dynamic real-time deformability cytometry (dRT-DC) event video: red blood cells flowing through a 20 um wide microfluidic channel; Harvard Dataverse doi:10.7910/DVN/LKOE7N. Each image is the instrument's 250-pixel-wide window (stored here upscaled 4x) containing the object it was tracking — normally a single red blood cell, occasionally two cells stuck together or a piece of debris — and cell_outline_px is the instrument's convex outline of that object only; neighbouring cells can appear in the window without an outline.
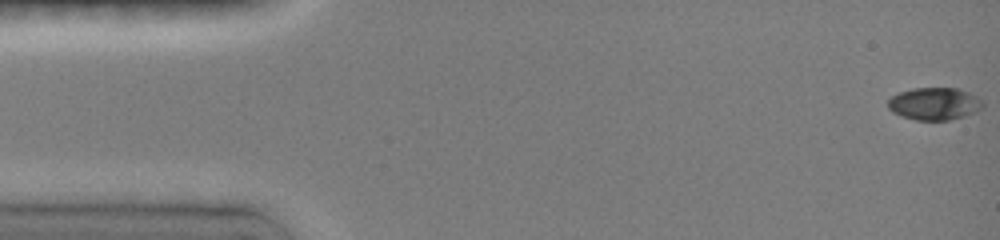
{"species": "common noctule bat (a hibernating species)", "species_latin": "Nyctalus noctula", "temperature_condition": "room temperature", "stored_images_in_passage": 33, "camera_frame_rate_fps": 3000, "um_per_image_px": 0.085, "animal": {"sex": "female", "body_mass_g": 19.0, "forearm_length_mm": 51.5}, "frame": {"image": 1, "passage_image": 1, "time_ms": 0.0, "image_size_px": [1000, 240], "cell_outline_px": [[984, 108], [976, 112], [964, 116], [948, 120], [916, 120], [892, 112], [888, 108], [888, 100], [892, 96], [900, 92], [912, 88], [956, 88], [968, 92], [976, 96], [984, 104]], "centroid_in_image_um": [79.44, 8.82], "position_along_channel_um": 5.6, "area_um2": 17.86}}
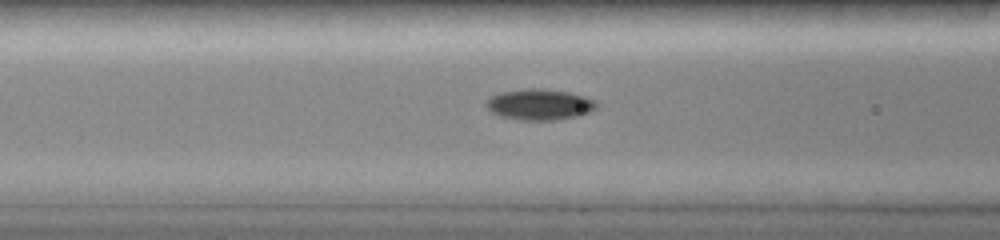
{"frame": {"image": 2, "passage_image": 25, "time_ms": 6.0, "image_size_px": [1000, 240], "cell_outline_px": [[596, 108], [588, 112], [576, 116], [556, 120], [520, 120], [500, 116], [492, 112], [484, 104], [492, 96], [500, 92], [532, 88], [568, 92], [584, 96], [596, 100]], "centroid_in_image_um": [45.85, 8.89], "position_along_channel_um": 120.8, "area_um2": 19.59}}
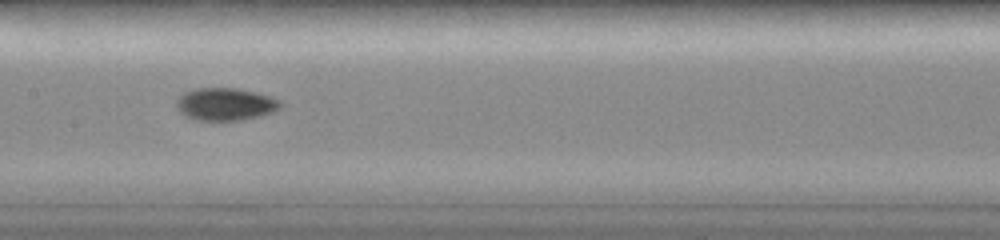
{"frame": {"image": 3, "passage_image": 32, "time_ms": 7.667, "image_size_px": [1000, 240], "cell_outline_px": [[284, 104], [280, 108], [272, 112], [260, 116], [240, 120], [192, 120], [184, 116], [180, 112], [176, 104], [176, 100], [184, 92], [196, 88], [232, 88], [252, 92], [268, 96], [280, 100]], "centroid_in_image_um": [19.13, 8.87], "position_along_channel_um": 188.3, "area_um2": 19.65}}